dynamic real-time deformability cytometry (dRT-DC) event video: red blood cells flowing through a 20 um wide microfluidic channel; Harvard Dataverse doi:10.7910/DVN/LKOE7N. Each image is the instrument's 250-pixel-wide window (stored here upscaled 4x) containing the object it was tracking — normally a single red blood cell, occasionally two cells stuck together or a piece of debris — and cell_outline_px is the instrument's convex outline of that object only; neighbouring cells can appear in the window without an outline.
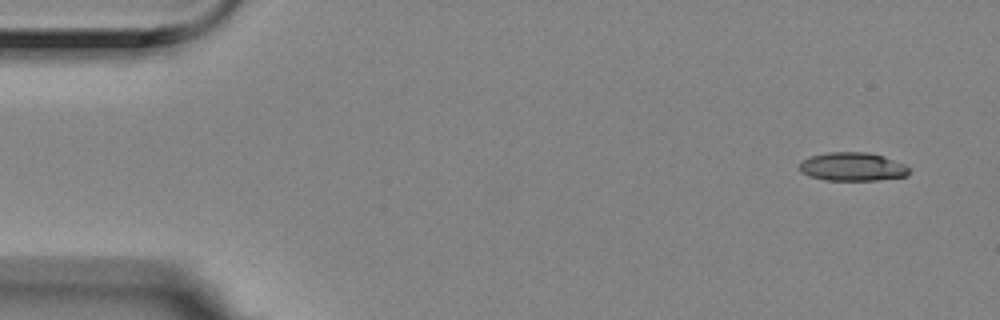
{"species": "Egyptian fruit bat (a non-hibernating species)", "species_latin": "Rousettus aegyptiacus", "temperature_condition": "room temperature", "stored_images_in_passage": 6, "camera_frame_rate_fps": 3000, "um_per_image_px": 0.085, "animal": {"sex": "female"}, "frame": {"image": 1, "passage_image": 1, "time_ms": 0.0, "image_size_px": [1000, 320], "cell_outline_px": [[908, 176], [876, 180], [824, 180], [808, 176], [800, 172], [800, 160], [812, 156], [828, 152], [868, 152], [884, 156], [904, 164], [908, 168]], "centroid_in_image_um": [72.43, 14.17], "position_along_channel_um": 12.6, "area_um2": 18.26}}
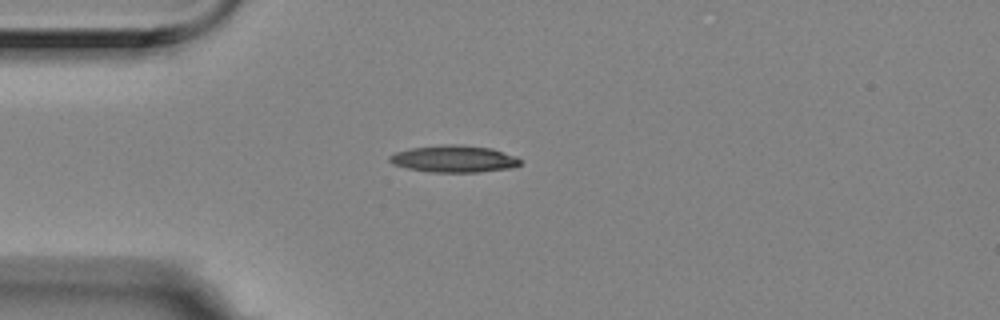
{"frame": {"image": 2, "passage_image": 4, "time_ms": 1.0, "image_size_px": [1000, 320], "cell_outline_px": [[520, 164], [512, 168], [480, 172], [428, 172], [408, 168], [392, 164], [388, 160], [388, 156], [396, 152], [412, 148], [444, 144], [452, 144], [492, 148], [516, 156], [520, 160]], "centroid_in_image_um": [38.58, 13.51], "position_along_channel_um": 46.4, "area_um2": 20.52}}
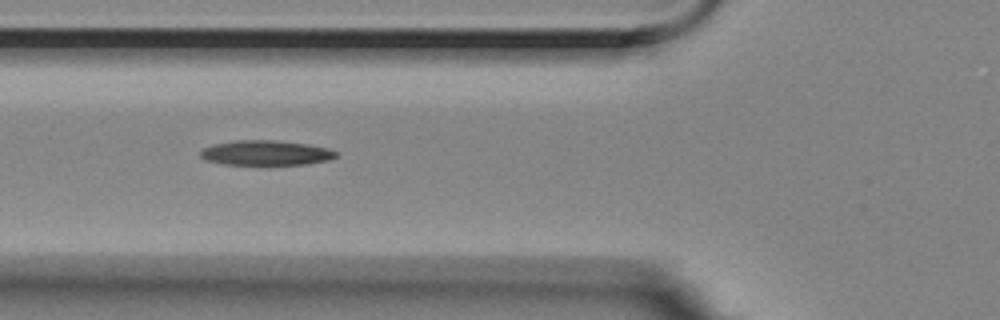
{"frame": {"image": 3, "passage_image": 6, "time_ms": 1.667, "image_size_px": [1000, 320], "cell_outline_px": [[336, 156], [328, 160], [308, 164], [224, 164], [204, 160], [200, 156], [200, 152], [204, 148], [216, 144], [236, 140], [276, 140], [308, 144], [328, 148], [336, 152]], "centroid_in_image_um": [22.6, 12.99], "position_along_channel_um": 103.2, "area_um2": 19.48}}